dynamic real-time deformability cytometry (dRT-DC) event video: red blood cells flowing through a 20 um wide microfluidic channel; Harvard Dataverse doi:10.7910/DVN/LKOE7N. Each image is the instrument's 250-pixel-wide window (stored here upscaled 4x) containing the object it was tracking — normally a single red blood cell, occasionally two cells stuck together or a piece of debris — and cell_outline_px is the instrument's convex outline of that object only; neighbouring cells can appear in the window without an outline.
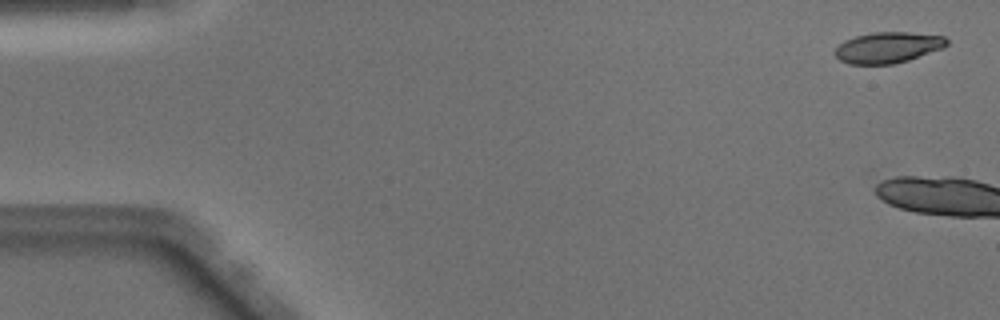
{"species": "Egyptian fruit bat (a non-hibernating species)", "species_latin": "Rousettus aegyptiacus", "temperature_condition": "warm", "stored_images_in_passage": 5, "camera_frame_rate_fps": 3000, "um_per_image_px": 0.085, "animal": {"sex": "male"}, "frame": {"image": 1, "passage_image": 2, "time_ms": 0.333, "image_size_px": [1000, 320], "cell_outline_px": [[948, 44], [944, 48], [908, 60], [892, 64], [848, 64], [840, 60], [832, 52], [844, 40], [856, 36], [872, 32], [908, 32], [944, 36], [948, 40]], "centroid_in_image_um": [75.47, 4.03], "position_along_channel_um": 9.5, "area_um2": 20.23}}